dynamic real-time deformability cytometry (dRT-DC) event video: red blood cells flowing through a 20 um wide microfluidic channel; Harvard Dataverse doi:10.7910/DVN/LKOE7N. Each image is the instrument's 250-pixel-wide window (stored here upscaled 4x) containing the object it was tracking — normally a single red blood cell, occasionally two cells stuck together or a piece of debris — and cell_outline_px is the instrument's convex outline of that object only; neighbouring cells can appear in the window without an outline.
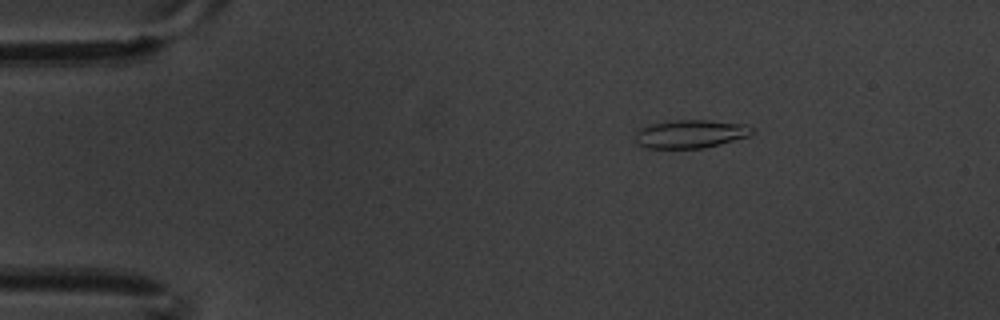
{"species": "common noctule bat (a hibernating species)", "species_latin": "Nyctalus noctula", "temperature_condition": "warm", "stored_images_in_passage": 5, "camera_frame_rate_fps": 3000, "um_per_image_px": 0.085, "animal": {"sex": "male", "body_mass_g": 20.1, "forearm_length_mm": 53.5}, "frame": {"image": 1, "passage_image": 3, "time_ms": 0.667, "image_size_px": [1000, 320], "cell_outline_px": [[756, 132], [748, 136], [720, 144], [704, 148], [644, 148], [636, 144], [632, 136], [636, 128], [648, 124], [676, 120], [708, 120], [744, 124], [752, 128]], "centroid_in_image_um": [58.59, 11.38], "position_along_channel_um": 26.4, "area_um2": 19.65}}